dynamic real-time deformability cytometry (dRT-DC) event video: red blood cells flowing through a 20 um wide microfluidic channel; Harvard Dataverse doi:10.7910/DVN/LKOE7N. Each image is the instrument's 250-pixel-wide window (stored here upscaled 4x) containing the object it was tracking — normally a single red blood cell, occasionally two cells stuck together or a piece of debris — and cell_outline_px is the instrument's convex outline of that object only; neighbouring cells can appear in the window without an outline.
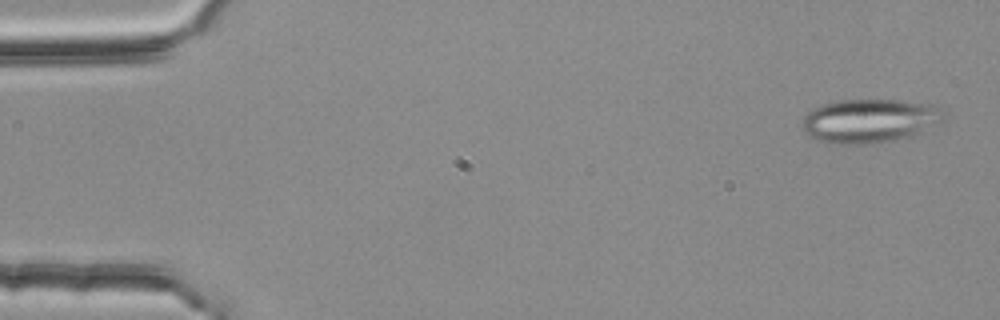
{"species": "common noctule bat (a hibernating species)", "species_latin": "Nyctalus noctula", "temperature_condition": "room temperature", "stored_images_in_passage": 5, "camera_frame_rate_fps": 3000, "um_per_image_px": 0.085, "animal": {"sex": "female", "body_mass_g": 25.1}, "frame": {"image": 1, "passage_image": 1, "time_ms": 0.0, "image_size_px": [1000, 320], "cell_outline_px": [[940, 120], [908, 136], [892, 140], [872, 144], [844, 144], [816, 140], [808, 136], [800, 128], [800, 124], [804, 116], [808, 112], [820, 104], [840, 100], [904, 100], [936, 104], [940, 108]], "centroid_in_image_um": [73.78, 10.25], "position_along_channel_um": 11.2, "area_um2": 35.78}}